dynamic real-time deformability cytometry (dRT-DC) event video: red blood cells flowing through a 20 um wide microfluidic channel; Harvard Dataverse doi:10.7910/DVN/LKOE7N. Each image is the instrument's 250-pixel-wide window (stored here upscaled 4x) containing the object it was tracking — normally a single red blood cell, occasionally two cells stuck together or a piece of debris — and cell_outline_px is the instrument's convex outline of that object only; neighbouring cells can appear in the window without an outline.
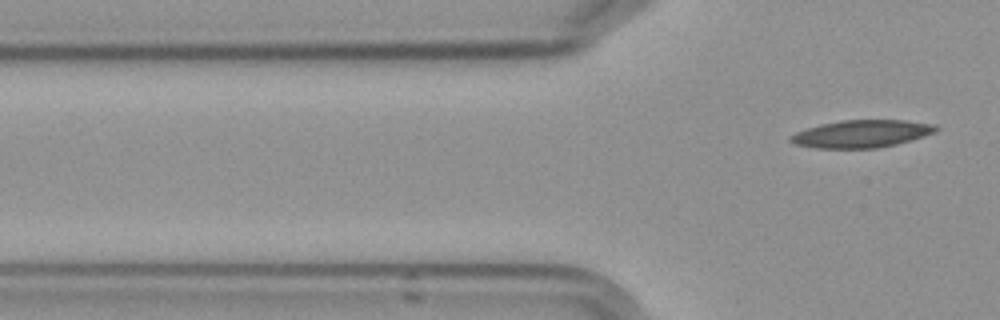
{"species": "Egyptian fruit bat (a non-hibernating species)", "species_latin": "Rousettus aegyptiacus", "temperature_condition": "cold", "stored_images_in_passage": 7, "camera_frame_rate_fps": 3000, "um_per_image_px": 0.085, "frame": {"image": 1, "passage_image": 7, "time_ms": 7.667, "image_size_px": [1000, 320], "cell_outline_px": [[940, 128], [936, 132], [924, 136], [896, 144], [876, 148], [816, 148], [796, 144], [788, 140], [788, 136], [796, 132], [820, 124], [840, 120], [904, 120], [936, 124]], "centroid_in_image_um": [73.25, 11.36], "position_along_channel_um": 52.6, "area_um2": 23.35}}